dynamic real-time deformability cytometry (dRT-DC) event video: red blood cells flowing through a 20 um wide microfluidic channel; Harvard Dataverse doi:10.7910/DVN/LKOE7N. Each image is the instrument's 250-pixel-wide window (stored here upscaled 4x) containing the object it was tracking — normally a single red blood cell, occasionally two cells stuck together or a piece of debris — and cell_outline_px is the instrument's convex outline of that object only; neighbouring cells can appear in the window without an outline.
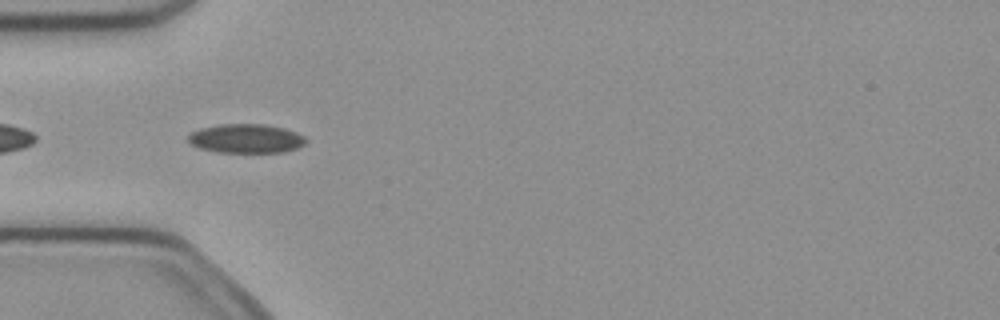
{"species": "common noctule bat (a hibernating species)", "species_latin": "Nyctalus noctula", "temperature_condition": "cold", "stored_images_in_passage": 6, "camera_frame_rate_fps": 3000, "um_per_image_px": 0.085, "animal": {"sex": "female", "body_mass_g": 21.9}, "frame": {"image": 1, "passage_image": 4, "time_ms": 1.0, "image_size_px": [1000, 320], "cell_outline_px": [[308, 140], [304, 144], [296, 148], [284, 152], [216, 152], [200, 148], [192, 144], [188, 140], [188, 136], [192, 132], [200, 128], [220, 124], [264, 124], [284, 128], [296, 132], [304, 136]], "centroid_in_image_um": [20.93, 11.77], "position_along_channel_um": 64.1, "area_um2": 19.88}}
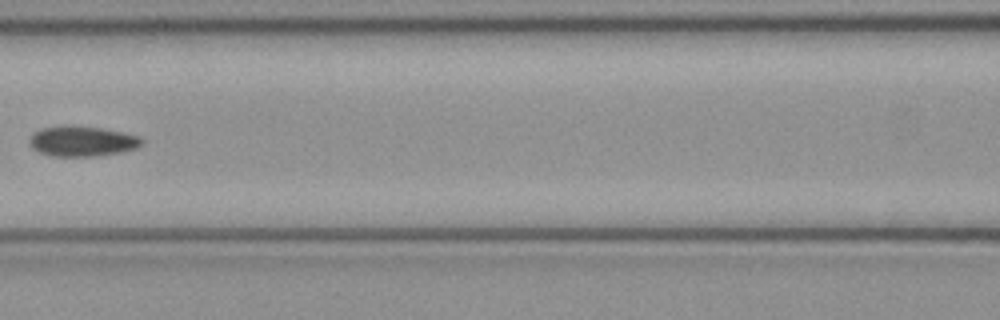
{"frame": {"image": 2, "passage_image": 6, "time_ms": 1.667, "image_size_px": [1000, 320], "cell_outline_px": [[144, 144], [136, 148], [120, 152], [96, 156], [52, 156], [40, 152], [32, 148], [28, 140], [32, 132], [40, 128], [64, 124], [72, 124], [100, 128], [140, 136], [144, 140]], "centroid_in_image_um": [6.95, 11.98], "position_along_channel_um": 159.7, "area_um2": 20.17}}